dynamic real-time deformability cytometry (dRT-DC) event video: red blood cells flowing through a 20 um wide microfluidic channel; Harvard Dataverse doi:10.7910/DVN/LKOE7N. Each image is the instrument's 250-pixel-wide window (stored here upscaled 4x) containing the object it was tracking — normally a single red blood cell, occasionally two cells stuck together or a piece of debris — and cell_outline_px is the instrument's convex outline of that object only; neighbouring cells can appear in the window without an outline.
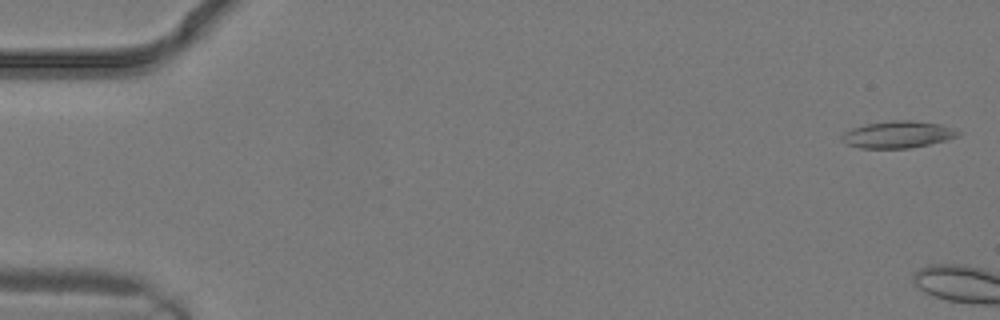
{"species": "common noctule bat (a hibernating species)", "species_latin": "Nyctalus noctula", "temperature_condition": "warm", "stored_images_in_passage": 3, "camera_frame_rate_fps": 3000, "um_per_image_px": 0.085, "animal": {"sex": "male", "body_mass_g": 19.2, "forearm_length_mm": 51.8}, "frame": {"image": 1, "passage_image": 1, "time_ms": 0.0, "image_size_px": [1000, 320], "cell_outline_px": [[960, 136], [912, 148], [860, 148], [848, 144], [840, 140], [840, 136], [844, 132], [852, 128], [868, 124], [892, 120], [912, 120], [940, 124], [960, 132]], "centroid_in_image_um": [76.29, 11.43], "position_along_channel_um": 8.7, "area_um2": 18.09}}